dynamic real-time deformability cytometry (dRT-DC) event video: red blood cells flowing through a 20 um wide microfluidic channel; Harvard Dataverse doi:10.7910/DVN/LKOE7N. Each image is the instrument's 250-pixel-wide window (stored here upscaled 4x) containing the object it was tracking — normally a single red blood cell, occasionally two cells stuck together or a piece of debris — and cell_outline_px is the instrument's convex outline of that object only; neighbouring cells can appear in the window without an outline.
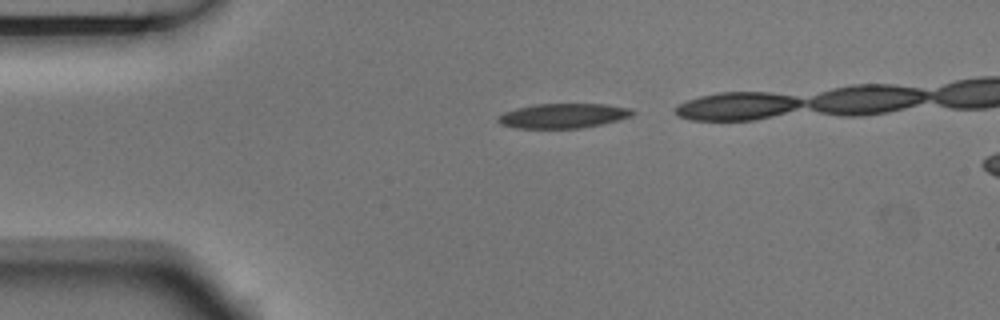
{"species": "Egyptian fruit bat (a non-hibernating species)", "species_latin": "Rousettus aegyptiacus", "temperature_condition": "room temperature", "stored_images_in_passage": 3, "camera_frame_rate_fps": 3000, "um_per_image_px": 0.085, "animal": {"sex": "male"}, "frame": {"image": 1, "passage_image": 1, "time_ms": 0.0, "image_size_px": [1000, 320], "cell_outline_px": [[636, 112], [632, 116], [620, 120], [580, 128], [516, 128], [500, 124], [496, 120], [496, 116], [504, 112], [516, 108], [536, 104], [604, 104], [632, 108]], "centroid_in_image_um": [47.87, 9.84], "position_along_channel_um": 37.1, "area_um2": 19.48}}